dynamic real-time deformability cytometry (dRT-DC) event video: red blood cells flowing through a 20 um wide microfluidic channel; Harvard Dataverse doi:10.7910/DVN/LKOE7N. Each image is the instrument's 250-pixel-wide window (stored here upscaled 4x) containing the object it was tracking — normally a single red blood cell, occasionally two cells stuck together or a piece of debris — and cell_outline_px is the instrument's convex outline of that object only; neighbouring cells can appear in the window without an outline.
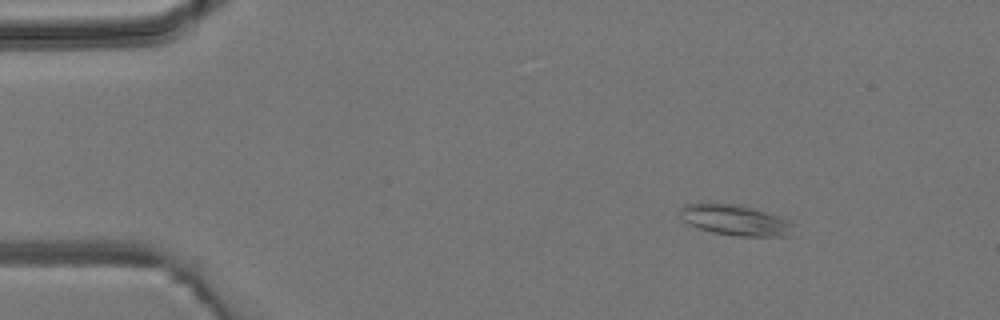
{"species": "common noctule bat (a hibernating species)", "species_latin": "Nyctalus noctula", "temperature_condition": "room temperature", "stored_images_in_passage": 3, "camera_frame_rate_fps": 3000, "um_per_image_px": 0.085, "animal": {"sex": "male", "body_mass_g": 19.2, "forearm_length_mm": 51.8}, "frame": {"image": 1, "passage_image": 1, "time_ms": 0.0, "image_size_px": [1000, 320], "cell_outline_px": [[792, 236], [740, 236], [712, 232], [688, 224], [680, 216], [680, 208], [684, 204], [740, 204], [768, 212], [780, 216], [788, 220], [792, 224]], "centroid_in_image_um": [62.52, 18.71], "position_along_channel_um": 22.5, "area_um2": 20.11}}